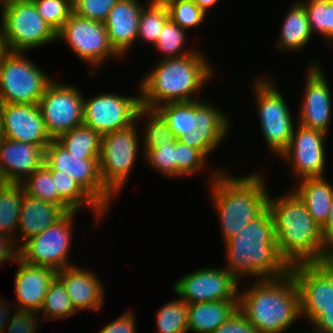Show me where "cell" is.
Segmentation results:
<instances>
[{"instance_id":"1f68e13d","label":"cell","mask_w":333,"mask_h":333,"mask_svg":"<svg viewBox=\"0 0 333 333\" xmlns=\"http://www.w3.org/2000/svg\"><path fill=\"white\" fill-rule=\"evenodd\" d=\"M21 183L24 193L58 207L66 213L73 211L60 197L55 188L50 169L44 164Z\"/></svg>"},{"instance_id":"7bdbcfd3","label":"cell","mask_w":333,"mask_h":333,"mask_svg":"<svg viewBox=\"0 0 333 333\" xmlns=\"http://www.w3.org/2000/svg\"><path fill=\"white\" fill-rule=\"evenodd\" d=\"M176 155L177 177L180 176L181 178L200 172L199 170L202 172L207 160V157L199 149L189 147L178 139L176 140Z\"/></svg>"},{"instance_id":"2e32d148","label":"cell","mask_w":333,"mask_h":333,"mask_svg":"<svg viewBox=\"0 0 333 333\" xmlns=\"http://www.w3.org/2000/svg\"><path fill=\"white\" fill-rule=\"evenodd\" d=\"M300 293V312L310 322L333 305V265L324 262L299 263L291 266Z\"/></svg>"},{"instance_id":"8fae6325","label":"cell","mask_w":333,"mask_h":333,"mask_svg":"<svg viewBox=\"0 0 333 333\" xmlns=\"http://www.w3.org/2000/svg\"><path fill=\"white\" fill-rule=\"evenodd\" d=\"M84 96L73 85L53 80L39 100L46 130L52 139L83 125Z\"/></svg>"},{"instance_id":"8992f818","label":"cell","mask_w":333,"mask_h":333,"mask_svg":"<svg viewBox=\"0 0 333 333\" xmlns=\"http://www.w3.org/2000/svg\"><path fill=\"white\" fill-rule=\"evenodd\" d=\"M1 32L4 49L24 52L54 42L56 32L39 15L31 0L1 7Z\"/></svg>"},{"instance_id":"816d5d0a","label":"cell","mask_w":333,"mask_h":333,"mask_svg":"<svg viewBox=\"0 0 333 333\" xmlns=\"http://www.w3.org/2000/svg\"><path fill=\"white\" fill-rule=\"evenodd\" d=\"M325 239L330 244L333 241V199L328 212V218L326 224L322 227Z\"/></svg>"},{"instance_id":"277c9868","label":"cell","mask_w":333,"mask_h":333,"mask_svg":"<svg viewBox=\"0 0 333 333\" xmlns=\"http://www.w3.org/2000/svg\"><path fill=\"white\" fill-rule=\"evenodd\" d=\"M252 285L239 292L238 309L259 333H284L301 317L299 288L291 272Z\"/></svg>"},{"instance_id":"52a82bcc","label":"cell","mask_w":333,"mask_h":333,"mask_svg":"<svg viewBox=\"0 0 333 333\" xmlns=\"http://www.w3.org/2000/svg\"><path fill=\"white\" fill-rule=\"evenodd\" d=\"M52 78L24 56L5 50L0 57V103L38 104Z\"/></svg>"},{"instance_id":"c3c4849f","label":"cell","mask_w":333,"mask_h":333,"mask_svg":"<svg viewBox=\"0 0 333 333\" xmlns=\"http://www.w3.org/2000/svg\"><path fill=\"white\" fill-rule=\"evenodd\" d=\"M310 323L314 326L313 333H333V305L322 309Z\"/></svg>"},{"instance_id":"681fc988","label":"cell","mask_w":333,"mask_h":333,"mask_svg":"<svg viewBox=\"0 0 333 333\" xmlns=\"http://www.w3.org/2000/svg\"><path fill=\"white\" fill-rule=\"evenodd\" d=\"M18 258V246L12 238L0 234V265L5 261H16Z\"/></svg>"},{"instance_id":"4dcf8cb0","label":"cell","mask_w":333,"mask_h":333,"mask_svg":"<svg viewBox=\"0 0 333 333\" xmlns=\"http://www.w3.org/2000/svg\"><path fill=\"white\" fill-rule=\"evenodd\" d=\"M55 140L71 155L100 156L102 136L85 125L75 127Z\"/></svg>"},{"instance_id":"ac0fdd59","label":"cell","mask_w":333,"mask_h":333,"mask_svg":"<svg viewBox=\"0 0 333 333\" xmlns=\"http://www.w3.org/2000/svg\"><path fill=\"white\" fill-rule=\"evenodd\" d=\"M225 114L210 102L190 101L188 134L178 140L207 157L229 133L230 123Z\"/></svg>"},{"instance_id":"11a10c76","label":"cell","mask_w":333,"mask_h":333,"mask_svg":"<svg viewBox=\"0 0 333 333\" xmlns=\"http://www.w3.org/2000/svg\"><path fill=\"white\" fill-rule=\"evenodd\" d=\"M1 1V7L10 4V3H14V2H19V1H25V0H0Z\"/></svg>"},{"instance_id":"d590c367","label":"cell","mask_w":333,"mask_h":333,"mask_svg":"<svg viewBox=\"0 0 333 333\" xmlns=\"http://www.w3.org/2000/svg\"><path fill=\"white\" fill-rule=\"evenodd\" d=\"M308 1V2H307ZM304 5L310 30L333 42V0H307Z\"/></svg>"},{"instance_id":"ee69618b","label":"cell","mask_w":333,"mask_h":333,"mask_svg":"<svg viewBox=\"0 0 333 333\" xmlns=\"http://www.w3.org/2000/svg\"><path fill=\"white\" fill-rule=\"evenodd\" d=\"M118 0H72L73 13L79 17L105 22Z\"/></svg>"},{"instance_id":"30bf717a","label":"cell","mask_w":333,"mask_h":333,"mask_svg":"<svg viewBox=\"0 0 333 333\" xmlns=\"http://www.w3.org/2000/svg\"><path fill=\"white\" fill-rule=\"evenodd\" d=\"M78 211L66 213L56 223L29 238L18 248V257L25 263L60 271L72 266L69 251L72 239L73 217Z\"/></svg>"},{"instance_id":"836d02e7","label":"cell","mask_w":333,"mask_h":333,"mask_svg":"<svg viewBox=\"0 0 333 333\" xmlns=\"http://www.w3.org/2000/svg\"><path fill=\"white\" fill-rule=\"evenodd\" d=\"M140 14L137 40L155 45L169 13L163 1H147Z\"/></svg>"},{"instance_id":"f907efd6","label":"cell","mask_w":333,"mask_h":333,"mask_svg":"<svg viewBox=\"0 0 333 333\" xmlns=\"http://www.w3.org/2000/svg\"><path fill=\"white\" fill-rule=\"evenodd\" d=\"M11 307H13V306L9 305V303L7 301L4 302V300H0V332L5 331V327L6 328L8 327L6 325H8V323L11 319L10 310H13V309H10ZM6 322H8V323H6Z\"/></svg>"},{"instance_id":"cb8c5ba5","label":"cell","mask_w":333,"mask_h":333,"mask_svg":"<svg viewBox=\"0 0 333 333\" xmlns=\"http://www.w3.org/2000/svg\"><path fill=\"white\" fill-rule=\"evenodd\" d=\"M137 0H118L104 22L108 39L122 57L136 42L143 6Z\"/></svg>"},{"instance_id":"83f0119b","label":"cell","mask_w":333,"mask_h":333,"mask_svg":"<svg viewBox=\"0 0 333 333\" xmlns=\"http://www.w3.org/2000/svg\"><path fill=\"white\" fill-rule=\"evenodd\" d=\"M312 36L307 11L300 1H296L285 16L277 47L298 51L309 43Z\"/></svg>"},{"instance_id":"db71d44e","label":"cell","mask_w":333,"mask_h":333,"mask_svg":"<svg viewBox=\"0 0 333 333\" xmlns=\"http://www.w3.org/2000/svg\"><path fill=\"white\" fill-rule=\"evenodd\" d=\"M326 261L333 265V241L330 243L329 253Z\"/></svg>"},{"instance_id":"5b68a950","label":"cell","mask_w":333,"mask_h":333,"mask_svg":"<svg viewBox=\"0 0 333 333\" xmlns=\"http://www.w3.org/2000/svg\"><path fill=\"white\" fill-rule=\"evenodd\" d=\"M215 171L210 188L225 243L268 208L269 190L260 173L232 177L224 170Z\"/></svg>"},{"instance_id":"60d3db41","label":"cell","mask_w":333,"mask_h":333,"mask_svg":"<svg viewBox=\"0 0 333 333\" xmlns=\"http://www.w3.org/2000/svg\"><path fill=\"white\" fill-rule=\"evenodd\" d=\"M39 15L57 32L73 13L72 0H31Z\"/></svg>"},{"instance_id":"5bb4252c","label":"cell","mask_w":333,"mask_h":333,"mask_svg":"<svg viewBox=\"0 0 333 333\" xmlns=\"http://www.w3.org/2000/svg\"><path fill=\"white\" fill-rule=\"evenodd\" d=\"M140 96L100 94L83 102V125L101 136L130 127L136 122Z\"/></svg>"},{"instance_id":"6da1fadb","label":"cell","mask_w":333,"mask_h":333,"mask_svg":"<svg viewBox=\"0 0 333 333\" xmlns=\"http://www.w3.org/2000/svg\"><path fill=\"white\" fill-rule=\"evenodd\" d=\"M272 198L269 193L268 208L281 256L290 266L326 261L330 244L304 202L293 190L282 197Z\"/></svg>"},{"instance_id":"3957f363","label":"cell","mask_w":333,"mask_h":333,"mask_svg":"<svg viewBox=\"0 0 333 333\" xmlns=\"http://www.w3.org/2000/svg\"><path fill=\"white\" fill-rule=\"evenodd\" d=\"M198 50L159 60L138 86L141 107L155 109L165 103L198 100L193 99V93L196 95L214 74L213 66Z\"/></svg>"},{"instance_id":"d4e9b609","label":"cell","mask_w":333,"mask_h":333,"mask_svg":"<svg viewBox=\"0 0 333 333\" xmlns=\"http://www.w3.org/2000/svg\"><path fill=\"white\" fill-rule=\"evenodd\" d=\"M65 214L66 212L61 207L30 197L24 193L17 230L21 232L20 240L22 244L29 238L49 228Z\"/></svg>"},{"instance_id":"f6af8a7d","label":"cell","mask_w":333,"mask_h":333,"mask_svg":"<svg viewBox=\"0 0 333 333\" xmlns=\"http://www.w3.org/2000/svg\"><path fill=\"white\" fill-rule=\"evenodd\" d=\"M15 311V314L11 315L9 327L5 329L7 333H35L39 323L37 312L16 309Z\"/></svg>"},{"instance_id":"f5cc1de1","label":"cell","mask_w":333,"mask_h":333,"mask_svg":"<svg viewBox=\"0 0 333 333\" xmlns=\"http://www.w3.org/2000/svg\"><path fill=\"white\" fill-rule=\"evenodd\" d=\"M200 9H202L206 14L207 10L218 3L219 0H192Z\"/></svg>"},{"instance_id":"8d00e7d4","label":"cell","mask_w":333,"mask_h":333,"mask_svg":"<svg viewBox=\"0 0 333 333\" xmlns=\"http://www.w3.org/2000/svg\"><path fill=\"white\" fill-rule=\"evenodd\" d=\"M41 310L44 312V320H60L77 313L63 283L57 277L50 283Z\"/></svg>"},{"instance_id":"9a60e30c","label":"cell","mask_w":333,"mask_h":333,"mask_svg":"<svg viewBox=\"0 0 333 333\" xmlns=\"http://www.w3.org/2000/svg\"><path fill=\"white\" fill-rule=\"evenodd\" d=\"M238 283L226 268H201L184 275L172 290L188 304L238 300Z\"/></svg>"},{"instance_id":"f546056e","label":"cell","mask_w":333,"mask_h":333,"mask_svg":"<svg viewBox=\"0 0 333 333\" xmlns=\"http://www.w3.org/2000/svg\"><path fill=\"white\" fill-rule=\"evenodd\" d=\"M55 188L59 197L73 210L79 211L81 207L88 205L95 213L96 218L101 220L106 212L81 186L66 173L59 170H50Z\"/></svg>"},{"instance_id":"74e56055","label":"cell","mask_w":333,"mask_h":333,"mask_svg":"<svg viewBox=\"0 0 333 333\" xmlns=\"http://www.w3.org/2000/svg\"><path fill=\"white\" fill-rule=\"evenodd\" d=\"M186 30L181 29L170 18L164 24L159 37L153 46L159 50L160 53H164L163 59H169L173 57H181L193 53L195 50L182 51L186 44Z\"/></svg>"},{"instance_id":"bcb514c9","label":"cell","mask_w":333,"mask_h":333,"mask_svg":"<svg viewBox=\"0 0 333 333\" xmlns=\"http://www.w3.org/2000/svg\"><path fill=\"white\" fill-rule=\"evenodd\" d=\"M214 333H259L237 309Z\"/></svg>"},{"instance_id":"603a6c76","label":"cell","mask_w":333,"mask_h":333,"mask_svg":"<svg viewBox=\"0 0 333 333\" xmlns=\"http://www.w3.org/2000/svg\"><path fill=\"white\" fill-rule=\"evenodd\" d=\"M56 277L63 283L76 312L82 309L99 311L102 308L104 285L96 274L73 265L57 271Z\"/></svg>"},{"instance_id":"7c38bea8","label":"cell","mask_w":333,"mask_h":333,"mask_svg":"<svg viewBox=\"0 0 333 333\" xmlns=\"http://www.w3.org/2000/svg\"><path fill=\"white\" fill-rule=\"evenodd\" d=\"M100 156L71 155L53 139L45 148V164L50 170L69 175L105 210L113 195L104 187L99 175Z\"/></svg>"},{"instance_id":"ba28073f","label":"cell","mask_w":333,"mask_h":333,"mask_svg":"<svg viewBox=\"0 0 333 333\" xmlns=\"http://www.w3.org/2000/svg\"><path fill=\"white\" fill-rule=\"evenodd\" d=\"M257 79L253 85L261 130L267 147L280 156L292 138L293 118L280 90L273 85L274 80Z\"/></svg>"},{"instance_id":"ffe728a7","label":"cell","mask_w":333,"mask_h":333,"mask_svg":"<svg viewBox=\"0 0 333 333\" xmlns=\"http://www.w3.org/2000/svg\"><path fill=\"white\" fill-rule=\"evenodd\" d=\"M309 68L297 123L327 134L332 114L330 84L317 61Z\"/></svg>"},{"instance_id":"ab89813d","label":"cell","mask_w":333,"mask_h":333,"mask_svg":"<svg viewBox=\"0 0 333 333\" xmlns=\"http://www.w3.org/2000/svg\"><path fill=\"white\" fill-rule=\"evenodd\" d=\"M177 139L188 134L190 101L165 103L155 108Z\"/></svg>"},{"instance_id":"4fadbf2b","label":"cell","mask_w":333,"mask_h":333,"mask_svg":"<svg viewBox=\"0 0 333 333\" xmlns=\"http://www.w3.org/2000/svg\"><path fill=\"white\" fill-rule=\"evenodd\" d=\"M56 41L65 40L85 63L99 65L110 56L121 57L111 46L105 24L72 13L56 32Z\"/></svg>"},{"instance_id":"4316f807","label":"cell","mask_w":333,"mask_h":333,"mask_svg":"<svg viewBox=\"0 0 333 333\" xmlns=\"http://www.w3.org/2000/svg\"><path fill=\"white\" fill-rule=\"evenodd\" d=\"M296 186L292 190L304 202L314 221L323 227L333 199V186L324 176L303 178Z\"/></svg>"},{"instance_id":"b9f144b4","label":"cell","mask_w":333,"mask_h":333,"mask_svg":"<svg viewBox=\"0 0 333 333\" xmlns=\"http://www.w3.org/2000/svg\"><path fill=\"white\" fill-rule=\"evenodd\" d=\"M144 155L150 167L155 168L160 174L177 178L176 141L173 144L152 148Z\"/></svg>"},{"instance_id":"f1b7e54d","label":"cell","mask_w":333,"mask_h":333,"mask_svg":"<svg viewBox=\"0 0 333 333\" xmlns=\"http://www.w3.org/2000/svg\"><path fill=\"white\" fill-rule=\"evenodd\" d=\"M23 195L21 183L0 182V234L12 238L18 248L20 244L14 235L18 229Z\"/></svg>"},{"instance_id":"7dc6e473","label":"cell","mask_w":333,"mask_h":333,"mask_svg":"<svg viewBox=\"0 0 333 333\" xmlns=\"http://www.w3.org/2000/svg\"><path fill=\"white\" fill-rule=\"evenodd\" d=\"M132 311H127L119 318L107 324L98 333H136V321Z\"/></svg>"},{"instance_id":"44dd1931","label":"cell","mask_w":333,"mask_h":333,"mask_svg":"<svg viewBox=\"0 0 333 333\" xmlns=\"http://www.w3.org/2000/svg\"><path fill=\"white\" fill-rule=\"evenodd\" d=\"M45 148L34 144L0 141V182L22 183L45 164Z\"/></svg>"},{"instance_id":"6f0895ef","label":"cell","mask_w":333,"mask_h":333,"mask_svg":"<svg viewBox=\"0 0 333 333\" xmlns=\"http://www.w3.org/2000/svg\"><path fill=\"white\" fill-rule=\"evenodd\" d=\"M4 51H5V49H4V45H3V41H2V32L0 30V57Z\"/></svg>"},{"instance_id":"e0dca14e","label":"cell","mask_w":333,"mask_h":333,"mask_svg":"<svg viewBox=\"0 0 333 333\" xmlns=\"http://www.w3.org/2000/svg\"><path fill=\"white\" fill-rule=\"evenodd\" d=\"M326 136L325 132L297 124L289 146L280 155L283 161L291 165L296 178L325 176Z\"/></svg>"},{"instance_id":"e575fe53","label":"cell","mask_w":333,"mask_h":333,"mask_svg":"<svg viewBox=\"0 0 333 333\" xmlns=\"http://www.w3.org/2000/svg\"><path fill=\"white\" fill-rule=\"evenodd\" d=\"M188 313L189 304L180 298L167 302L157 312V332L188 333Z\"/></svg>"},{"instance_id":"9c48e42d","label":"cell","mask_w":333,"mask_h":333,"mask_svg":"<svg viewBox=\"0 0 333 333\" xmlns=\"http://www.w3.org/2000/svg\"><path fill=\"white\" fill-rule=\"evenodd\" d=\"M136 123L102 135L99 175L104 187L112 195L125 185L137 158L139 137Z\"/></svg>"},{"instance_id":"f35d334b","label":"cell","mask_w":333,"mask_h":333,"mask_svg":"<svg viewBox=\"0 0 333 333\" xmlns=\"http://www.w3.org/2000/svg\"><path fill=\"white\" fill-rule=\"evenodd\" d=\"M167 7L169 18L181 29L197 27L204 21L206 13L192 0H163Z\"/></svg>"},{"instance_id":"484cf974","label":"cell","mask_w":333,"mask_h":333,"mask_svg":"<svg viewBox=\"0 0 333 333\" xmlns=\"http://www.w3.org/2000/svg\"><path fill=\"white\" fill-rule=\"evenodd\" d=\"M237 309L238 300L189 304L187 330L214 333Z\"/></svg>"},{"instance_id":"d6a6232c","label":"cell","mask_w":333,"mask_h":333,"mask_svg":"<svg viewBox=\"0 0 333 333\" xmlns=\"http://www.w3.org/2000/svg\"><path fill=\"white\" fill-rule=\"evenodd\" d=\"M145 116L148 121L145 123L146 127L142 139L144 140V153L152 148L161 147L164 144H173L177 140L166 121L155 109L140 107L136 115V120L138 118L142 119Z\"/></svg>"},{"instance_id":"d6986e66","label":"cell","mask_w":333,"mask_h":333,"mask_svg":"<svg viewBox=\"0 0 333 333\" xmlns=\"http://www.w3.org/2000/svg\"><path fill=\"white\" fill-rule=\"evenodd\" d=\"M4 138L47 147L48 134L38 104L0 103Z\"/></svg>"},{"instance_id":"9f6ffc18","label":"cell","mask_w":333,"mask_h":333,"mask_svg":"<svg viewBox=\"0 0 333 333\" xmlns=\"http://www.w3.org/2000/svg\"><path fill=\"white\" fill-rule=\"evenodd\" d=\"M3 139H4V133H3L1 110H0V141L3 140Z\"/></svg>"},{"instance_id":"7a4b0ae2","label":"cell","mask_w":333,"mask_h":333,"mask_svg":"<svg viewBox=\"0 0 333 333\" xmlns=\"http://www.w3.org/2000/svg\"><path fill=\"white\" fill-rule=\"evenodd\" d=\"M225 268L237 279L256 276L257 280L276 279L287 275L291 266L281 256L269 208L250 221L224 243Z\"/></svg>"},{"instance_id":"7402d4cb","label":"cell","mask_w":333,"mask_h":333,"mask_svg":"<svg viewBox=\"0 0 333 333\" xmlns=\"http://www.w3.org/2000/svg\"><path fill=\"white\" fill-rule=\"evenodd\" d=\"M18 271L15 274V293L18 310L41 311L50 283L57 276L52 268L30 265L19 257Z\"/></svg>"}]
</instances>
